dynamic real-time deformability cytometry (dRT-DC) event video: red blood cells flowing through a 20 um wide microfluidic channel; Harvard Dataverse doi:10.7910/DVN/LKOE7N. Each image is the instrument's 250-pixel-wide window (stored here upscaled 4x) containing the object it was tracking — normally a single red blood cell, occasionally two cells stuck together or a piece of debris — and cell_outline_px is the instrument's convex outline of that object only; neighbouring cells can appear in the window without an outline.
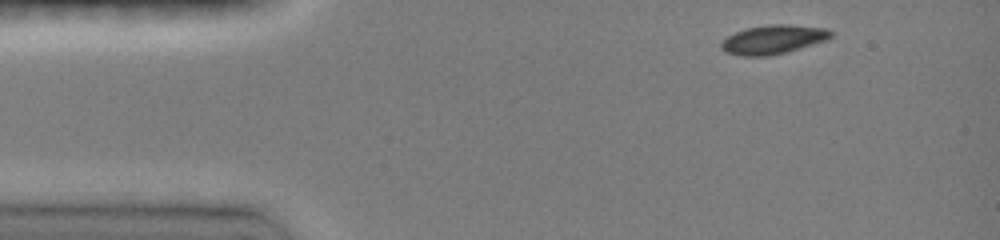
{"species": "common noctule bat (a hibernating species)", "species_latin": "Nyctalus noctula", "temperature_condition": "room temperature", "stored_images_in_passage": 25, "camera_frame_rate_fps": 3000, "um_per_image_px": 0.085, "animal": {"sex": "female", "body_mass_g": 19.0, "forearm_length_mm": 51.5}, "frame": {"image": 1, "passage_image": 1, "time_ms": 0.0, "image_size_px": [1000, 240], "cell_outline_px": [[832, 36], [828, 40], [788, 52], [768, 56], [740, 56], [728, 52], [720, 48], [720, 44], [728, 36], [736, 32], [748, 28], [768, 24], [788, 24], [828, 28], [832, 32]], "centroid_in_image_um": [65.77, 3.36], "position_along_channel_um": 19.2, "area_um2": 18.61}}
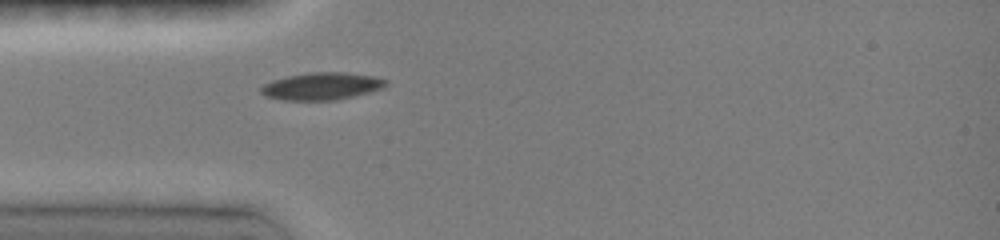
{"frame": {"image": 2, "passage_image": 16, "time_ms": 2.667, "image_size_px": [1000, 240], "cell_outline_px": [[388, 84], [384, 88], [356, 96], [336, 100], [284, 100], [268, 96], [260, 92], [260, 88], [264, 84], [272, 80], [288, 76], [308, 72], [344, 72], [372, 76], [388, 80]], "centroid_in_image_um": [27.39, 7.32], "position_along_channel_um": 57.6, "area_um2": 19.94}}